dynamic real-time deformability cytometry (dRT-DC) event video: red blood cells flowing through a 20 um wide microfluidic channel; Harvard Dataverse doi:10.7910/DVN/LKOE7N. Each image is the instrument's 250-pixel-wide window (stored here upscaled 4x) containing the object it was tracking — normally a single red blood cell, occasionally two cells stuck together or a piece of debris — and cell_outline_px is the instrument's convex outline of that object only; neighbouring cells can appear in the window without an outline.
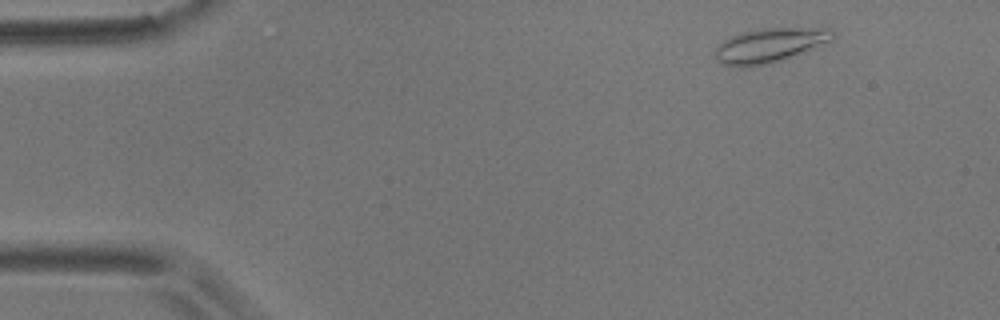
{"species": "common noctule bat (a hibernating species)", "species_latin": "Nyctalus noctula", "temperature_condition": "room temperature", "stored_images_in_passage": 4, "camera_frame_rate_fps": 3000, "um_per_image_px": 0.085, "animal": {"sex": "male", "body_mass_g": 17.9}, "frame": {"image": 1, "passage_image": 1, "time_ms": 0.0, "image_size_px": [1000, 320], "cell_outline_px": [[836, 36], [832, 40], [796, 56], [772, 64], [724, 64], [716, 60], [716, 48], [728, 36], [740, 32], [760, 28], [832, 28]], "centroid_in_image_um": [65.5, 3.81], "position_along_channel_um": 19.5, "area_um2": 23.35}}